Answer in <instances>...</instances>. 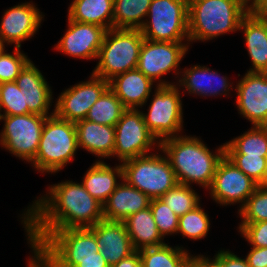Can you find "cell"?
I'll use <instances>...</instances> for the list:
<instances>
[{"instance_id":"6da1fadb","label":"cell","mask_w":267,"mask_h":267,"mask_svg":"<svg viewBox=\"0 0 267 267\" xmlns=\"http://www.w3.org/2000/svg\"><path fill=\"white\" fill-rule=\"evenodd\" d=\"M45 196L34 200L21 217L31 246L51 230L91 227L104 220L103 205L82 183L62 181L49 186Z\"/></svg>"},{"instance_id":"7a4b0ae2","label":"cell","mask_w":267,"mask_h":267,"mask_svg":"<svg viewBox=\"0 0 267 267\" xmlns=\"http://www.w3.org/2000/svg\"><path fill=\"white\" fill-rule=\"evenodd\" d=\"M160 151L174 170L178 183L199 184L209 189L219 161L224 157V143L214 152L198 137L178 135L160 142Z\"/></svg>"},{"instance_id":"3957f363","label":"cell","mask_w":267,"mask_h":267,"mask_svg":"<svg viewBox=\"0 0 267 267\" xmlns=\"http://www.w3.org/2000/svg\"><path fill=\"white\" fill-rule=\"evenodd\" d=\"M246 0H188L189 44L239 30Z\"/></svg>"},{"instance_id":"277c9868","label":"cell","mask_w":267,"mask_h":267,"mask_svg":"<svg viewBox=\"0 0 267 267\" xmlns=\"http://www.w3.org/2000/svg\"><path fill=\"white\" fill-rule=\"evenodd\" d=\"M33 247L55 267H76L77 259L103 258L90 227L51 230Z\"/></svg>"},{"instance_id":"5b68a950","label":"cell","mask_w":267,"mask_h":267,"mask_svg":"<svg viewBox=\"0 0 267 267\" xmlns=\"http://www.w3.org/2000/svg\"><path fill=\"white\" fill-rule=\"evenodd\" d=\"M77 149L75 123L54 114L45 120L38 151L31 165L41 173H57L74 159Z\"/></svg>"},{"instance_id":"8992f818","label":"cell","mask_w":267,"mask_h":267,"mask_svg":"<svg viewBox=\"0 0 267 267\" xmlns=\"http://www.w3.org/2000/svg\"><path fill=\"white\" fill-rule=\"evenodd\" d=\"M144 37L140 29L106 30L92 73L104 80L137 68Z\"/></svg>"},{"instance_id":"52a82bcc","label":"cell","mask_w":267,"mask_h":267,"mask_svg":"<svg viewBox=\"0 0 267 267\" xmlns=\"http://www.w3.org/2000/svg\"><path fill=\"white\" fill-rule=\"evenodd\" d=\"M123 179L151 199L160 198L178 181L166 156L151 153L121 163Z\"/></svg>"},{"instance_id":"ba28073f","label":"cell","mask_w":267,"mask_h":267,"mask_svg":"<svg viewBox=\"0 0 267 267\" xmlns=\"http://www.w3.org/2000/svg\"><path fill=\"white\" fill-rule=\"evenodd\" d=\"M147 17L140 28L144 39L189 42L188 0H152Z\"/></svg>"},{"instance_id":"9c48e42d","label":"cell","mask_w":267,"mask_h":267,"mask_svg":"<svg viewBox=\"0 0 267 267\" xmlns=\"http://www.w3.org/2000/svg\"><path fill=\"white\" fill-rule=\"evenodd\" d=\"M155 86L148 113L142 111V115L147 128L161 142L182 132L184 122L182 96L177 84Z\"/></svg>"},{"instance_id":"30bf717a","label":"cell","mask_w":267,"mask_h":267,"mask_svg":"<svg viewBox=\"0 0 267 267\" xmlns=\"http://www.w3.org/2000/svg\"><path fill=\"white\" fill-rule=\"evenodd\" d=\"M37 114L0 116L4 121L0 133V145L11 154L28 163L37 154L42 129L46 118Z\"/></svg>"},{"instance_id":"8fae6325","label":"cell","mask_w":267,"mask_h":267,"mask_svg":"<svg viewBox=\"0 0 267 267\" xmlns=\"http://www.w3.org/2000/svg\"><path fill=\"white\" fill-rule=\"evenodd\" d=\"M152 146L159 149L160 142L147 128L140 109H126L115 125L113 157H118L122 163L150 154Z\"/></svg>"},{"instance_id":"7c38bea8","label":"cell","mask_w":267,"mask_h":267,"mask_svg":"<svg viewBox=\"0 0 267 267\" xmlns=\"http://www.w3.org/2000/svg\"><path fill=\"white\" fill-rule=\"evenodd\" d=\"M189 49L187 42H164L143 40L140 50L137 69L153 82L158 80L157 86L173 85L175 82H167L161 79L167 73L173 72L179 76V63ZM161 80H160V79Z\"/></svg>"},{"instance_id":"4fadbf2b","label":"cell","mask_w":267,"mask_h":267,"mask_svg":"<svg viewBox=\"0 0 267 267\" xmlns=\"http://www.w3.org/2000/svg\"><path fill=\"white\" fill-rule=\"evenodd\" d=\"M257 188V183L245 175L225 155L219 161L210 190V196L222 206L239 204L240 208Z\"/></svg>"},{"instance_id":"5bb4252c","label":"cell","mask_w":267,"mask_h":267,"mask_svg":"<svg viewBox=\"0 0 267 267\" xmlns=\"http://www.w3.org/2000/svg\"><path fill=\"white\" fill-rule=\"evenodd\" d=\"M108 87L109 81L92 73L88 81L77 83L61 92L54 104V114L74 123L83 120Z\"/></svg>"},{"instance_id":"9a60e30c","label":"cell","mask_w":267,"mask_h":267,"mask_svg":"<svg viewBox=\"0 0 267 267\" xmlns=\"http://www.w3.org/2000/svg\"><path fill=\"white\" fill-rule=\"evenodd\" d=\"M235 87L238 113L253 126H267V73L246 72Z\"/></svg>"},{"instance_id":"2e32d148","label":"cell","mask_w":267,"mask_h":267,"mask_svg":"<svg viewBox=\"0 0 267 267\" xmlns=\"http://www.w3.org/2000/svg\"><path fill=\"white\" fill-rule=\"evenodd\" d=\"M0 23V45L14 44L21 48V42L29 40L38 31L44 18L42 12L31 2L21 3L7 9Z\"/></svg>"},{"instance_id":"e0dca14e","label":"cell","mask_w":267,"mask_h":267,"mask_svg":"<svg viewBox=\"0 0 267 267\" xmlns=\"http://www.w3.org/2000/svg\"><path fill=\"white\" fill-rule=\"evenodd\" d=\"M67 21V31L54 49L74 58L97 59L106 29L95 24Z\"/></svg>"},{"instance_id":"ac0fdd59","label":"cell","mask_w":267,"mask_h":267,"mask_svg":"<svg viewBox=\"0 0 267 267\" xmlns=\"http://www.w3.org/2000/svg\"><path fill=\"white\" fill-rule=\"evenodd\" d=\"M15 83L23 90L25 105H28V114L54 115L55 109L49 114L53 101L52 89L33 61L30 60L25 65L16 78Z\"/></svg>"},{"instance_id":"d6986e66","label":"cell","mask_w":267,"mask_h":267,"mask_svg":"<svg viewBox=\"0 0 267 267\" xmlns=\"http://www.w3.org/2000/svg\"><path fill=\"white\" fill-rule=\"evenodd\" d=\"M90 228L94 231L100 252L110 267L136 251L124 222L102 220Z\"/></svg>"},{"instance_id":"ffe728a7","label":"cell","mask_w":267,"mask_h":267,"mask_svg":"<svg viewBox=\"0 0 267 267\" xmlns=\"http://www.w3.org/2000/svg\"><path fill=\"white\" fill-rule=\"evenodd\" d=\"M180 72L181 78L178 77L179 81L176 84L185 88L187 93L191 95L215 97L218 95L227 96L228 94L229 96L233 88V83L230 84L228 77L220 76L217 71H212L206 66L194 65Z\"/></svg>"},{"instance_id":"44dd1931","label":"cell","mask_w":267,"mask_h":267,"mask_svg":"<svg viewBox=\"0 0 267 267\" xmlns=\"http://www.w3.org/2000/svg\"><path fill=\"white\" fill-rule=\"evenodd\" d=\"M153 83L136 68L114 76L109 80V88L126 109H138L147 103Z\"/></svg>"},{"instance_id":"7402d4cb","label":"cell","mask_w":267,"mask_h":267,"mask_svg":"<svg viewBox=\"0 0 267 267\" xmlns=\"http://www.w3.org/2000/svg\"><path fill=\"white\" fill-rule=\"evenodd\" d=\"M151 198L129 185L124 179L103 205V218L123 222L131 214L150 207Z\"/></svg>"},{"instance_id":"603a6c76","label":"cell","mask_w":267,"mask_h":267,"mask_svg":"<svg viewBox=\"0 0 267 267\" xmlns=\"http://www.w3.org/2000/svg\"><path fill=\"white\" fill-rule=\"evenodd\" d=\"M78 148H83L96 157L113 156L115 127L102 125L86 119L75 123Z\"/></svg>"},{"instance_id":"cb8c5ba5","label":"cell","mask_w":267,"mask_h":267,"mask_svg":"<svg viewBox=\"0 0 267 267\" xmlns=\"http://www.w3.org/2000/svg\"><path fill=\"white\" fill-rule=\"evenodd\" d=\"M244 31V41L252 68L247 72L267 73V24L257 15L247 13L238 31Z\"/></svg>"},{"instance_id":"d4e9b609","label":"cell","mask_w":267,"mask_h":267,"mask_svg":"<svg viewBox=\"0 0 267 267\" xmlns=\"http://www.w3.org/2000/svg\"><path fill=\"white\" fill-rule=\"evenodd\" d=\"M117 178L123 179L122 164L112 168L98 160L88 168L81 183L92 197L104 205L120 183Z\"/></svg>"},{"instance_id":"484cf974","label":"cell","mask_w":267,"mask_h":267,"mask_svg":"<svg viewBox=\"0 0 267 267\" xmlns=\"http://www.w3.org/2000/svg\"><path fill=\"white\" fill-rule=\"evenodd\" d=\"M123 222L136 251L165 244L158 232L150 207L131 214Z\"/></svg>"},{"instance_id":"4316f807","label":"cell","mask_w":267,"mask_h":267,"mask_svg":"<svg viewBox=\"0 0 267 267\" xmlns=\"http://www.w3.org/2000/svg\"><path fill=\"white\" fill-rule=\"evenodd\" d=\"M114 0H73L68 7V19L113 28Z\"/></svg>"},{"instance_id":"83f0119b","label":"cell","mask_w":267,"mask_h":267,"mask_svg":"<svg viewBox=\"0 0 267 267\" xmlns=\"http://www.w3.org/2000/svg\"><path fill=\"white\" fill-rule=\"evenodd\" d=\"M141 257V267H188L193 255L184 247L163 244L138 250Z\"/></svg>"},{"instance_id":"f1b7e54d","label":"cell","mask_w":267,"mask_h":267,"mask_svg":"<svg viewBox=\"0 0 267 267\" xmlns=\"http://www.w3.org/2000/svg\"><path fill=\"white\" fill-rule=\"evenodd\" d=\"M224 155L267 157V126H253L242 135L224 143Z\"/></svg>"},{"instance_id":"f546056e","label":"cell","mask_w":267,"mask_h":267,"mask_svg":"<svg viewBox=\"0 0 267 267\" xmlns=\"http://www.w3.org/2000/svg\"><path fill=\"white\" fill-rule=\"evenodd\" d=\"M152 0H114L113 28L140 29ZM144 19V20H142Z\"/></svg>"},{"instance_id":"4dcf8cb0","label":"cell","mask_w":267,"mask_h":267,"mask_svg":"<svg viewBox=\"0 0 267 267\" xmlns=\"http://www.w3.org/2000/svg\"><path fill=\"white\" fill-rule=\"evenodd\" d=\"M125 110L126 108L120 99L108 87L89 109L85 119L94 123L115 127Z\"/></svg>"},{"instance_id":"1f68e13d","label":"cell","mask_w":267,"mask_h":267,"mask_svg":"<svg viewBox=\"0 0 267 267\" xmlns=\"http://www.w3.org/2000/svg\"><path fill=\"white\" fill-rule=\"evenodd\" d=\"M159 199L179 217L201 205L200 197L192 189V186L181 183L176 184Z\"/></svg>"},{"instance_id":"d6a6232c","label":"cell","mask_w":267,"mask_h":267,"mask_svg":"<svg viewBox=\"0 0 267 267\" xmlns=\"http://www.w3.org/2000/svg\"><path fill=\"white\" fill-rule=\"evenodd\" d=\"M210 225L208 214L198 205L179 217L177 233L191 240H200L207 236Z\"/></svg>"},{"instance_id":"836d02e7","label":"cell","mask_w":267,"mask_h":267,"mask_svg":"<svg viewBox=\"0 0 267 267\" xmlns=\"http://www.w3.org/2000/svg\"><path fill=\"white\" fill-rule=\"evenodd\" d=\"M26 114H28V105H25L23 90L15 81L0 84V116Z\"/></svg>"},{"instance_id":"e575fe53","label":"cell","mask_w":267,"mask_h":267,"mask_svg":"<svg viewBox=\"0 0 267 267\" xmlns=\"http://www.w3.org/2000/svg\"><path fill=\"white\" fill-rule=\"evenodd\" d=\"M241 223L267 221V190L257 187L246 203L238 209Z\"/></svg>"},{"instance_id":"d590c367","label":"cell","mask_w":267,"mask_h":267,"mask_svg":"<svg viewBox=\"0 0 267 267\" xmlns=\"http://www.w3.org/2000/svg\"><path fill=\"white\" fill-rule=\"evenodd\" d=\"M13 53H7L5 47L0 51V84L15 81L21 70L30 61L18 47H15Z\"/></svg>"},{"instance_id":"8d00e7d4","label":"cell","mask_w":267,"mask_h":267,"mask_svg":"<svg viewBox=\"0 0 267 267\" xmlns=\"http://www.w3.org/2000/svg\"><path fill=\"white\" fill-rule=\"evenodd\" d=\"M157 229L161 237L177 234L179 216L169 208L161 199L153 198L150 203Z\"/></svg>"},{"instance_id":"74e56055","label":"cell","mask_w":267,"mask_h":267,"mask_svg":"<svg viewBox=\"0 0 267 267\" xmlns=\"http://www.w3.org/2000/svg\"><path fill=\"white\" fill-rule=\"evenodd\" d=\"M245 175L257 184L262 179L267 166V157L247 155H225Z\"/></svg>"},{"instance_id":"f35d334b","label":"cell","mask_w":267,"mask_h":267,"mask_svg":"<svg viewBox=\"0 0 267 267\" xmlns=\"http://www.w3.org/2000/svg\"><path fill=\"white\" fill-rule=\"evenodd\" d=\"M238 229L251 247H267V221L240 223Z\"/></svg>"},{"instance_id":"ab89813d","label":"cell","mask_w":267,"mask_h":267,"mask_svg":"<svg viewBox=\"0 0 267 267\" xmlns=\"http://www.w3.org/2000/svg\"><path fill=\"white\" fill-rule=\"evenodd\" d=\"M215 257L224 267H249L246 258L238 257L229 250H220L216 253Z\"/></svg>"},{"instance_id":"60d3db41","label":"cell","mask_w":267,"mask_h":267,"mask_svg":"<svg viewBox=\"0 0 267 267\" xmlns=\"http://www.w3.org/2000/svg\"><path fill=\"white\" fill-rule=\"evenodd\" d=\"M245 258L249 267H267V247H252Z\"/></svg>"},{"instance_id":"b9f144b4","label":"cell","mask_w":267,"mask_h":267,"mask_svg":"<svg viewBox=\"0 0 267 267\" xmlns=\"http://www.w3.org/2000/svg\"><path fill=\"white\" fill-rule=\"evenodd\" d=\"M32 257L28 260L27 267H55L45 256H43L35 247L31 246Z\"/></svg>"},{"instance_id":"7bdbcfd3","label":"cell","mask_w":267,"mask_h":267,"mask_svg":"<svg viewBox=\"0 0 267 267\" xmlns=\"http://www.w3.org/2000/svg\"><path fill=\"white\" fill-rule=\"evenodd\" d=\"M214 259L212 260L211 258L204 257V255H196L193 256L192 263L196 267H224L223 264L216 258L213 257Z\"/></svg>"},{"instance_id":"ee69618b","label":"cell","mask_w":267,"mask_h":267,"mask_svg":"<svg viewBox=\"0 0 267 267\" xmlns=\"http://www.w3.org/2000/svg\"><path fill=\"white\" fill-rule=\"evenodd\" d=\"M111 267H141V257L139 251H135L130 256L121 259Z\"/></svg>"},{"instance_id":"f6af8a7d","label":"cell","mask_w":267,"mask_h":267,"mask_svg":"<svg viewBox=\"0 0 267 267\" xmlns=\"http://www.w3.org/2000/svg\"><path fill=\"white\" fill-rule=\"evenodd\" d=\"M76 267H110L104 258L77 259Z\"/></svg>"},{"instance_id":"bcb514c9","label":"cell","mask_w":267,"mask_h":267,"mask_svg":"<svg viewBox=\"0 0 267 267\" xmlns=\"http://www.w3.org/2000/svg\"><path fill=\"white\" fill-rule=\"evenodd\" d=\"M247 13L257 15L264 7L267 6V0H246Z\"/></svg>"},{"instance_id":"7dc6e473","label":"cell","mask_w":267,"mask_h":267,"mask_svg":"<svg viewBox=\"0 0 267 267\" xmlns=\"http://www.w3.org/2000/svg\"><path fill=\"white\" fill-rule=\"evenodd\" d=\"M257 187L267 190V166L264 171L262 179L257 184Z\"/></svg>"},{"instance_id":"c3c4849f","label":"cell","mask_w":267,"mask_h":267,"mask_svg":"<svg viewBox=\"0 0 267 267\" xmlns=\"http://www.w3.org/2000/svg\"><path fill=\"white\" fill-rule=\"evenodd\" d=\"M257 16L265 23L267 24V6L264 7Z\"/></svg>"},{"instance_id":"681fc988","label":"cell","mask_w":267,"mask_h":267,"mask_svg":"<svg viewBox=\"0 0 267 267\" xmlns=\"http://www.w3.org/2000/svg\"><path fill=\"white\" fill-rule=\"evenodd\" d=\"M188 267H196L193 263H191Z\"/></svg>"}]
</instances>
